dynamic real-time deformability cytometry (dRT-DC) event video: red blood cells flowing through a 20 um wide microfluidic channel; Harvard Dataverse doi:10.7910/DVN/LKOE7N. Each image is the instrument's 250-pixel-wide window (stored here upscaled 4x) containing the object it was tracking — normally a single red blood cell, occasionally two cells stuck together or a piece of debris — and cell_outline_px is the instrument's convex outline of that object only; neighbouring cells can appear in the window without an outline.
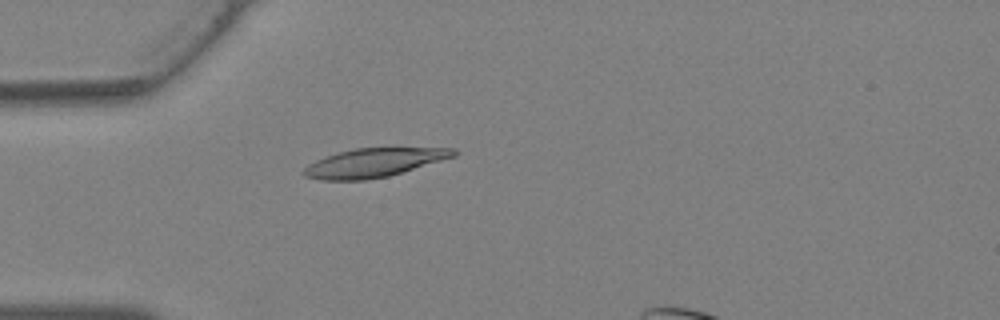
{"species": "Egyptian fruit bat (a non-hibernating species)", "species_latin": "Rousettus aegyptiacus", "temperature_condition": "warm", "stored_images_in_passage": 25, "camera_frame_rate_fps": 3000, "um_per_image_px": 0.085, "animal": {"sex": "female"}, "frame": {"image": 1, "passage_image": 3, "time_ms": 0.667, "image_size_px": [1000, 320], "cell_outline_px": [[460, 152], [456, 156], [388, 176], [364, 180], [320, 180], [304, 176], [300, 172], [308, 164], [316, 160], [340, 152], [356, 148], [456, 148]], "centroid_in_image_um": [31.78, 13.83], "position_along_channel_um": 53.2, "area_um2": 24.97}}
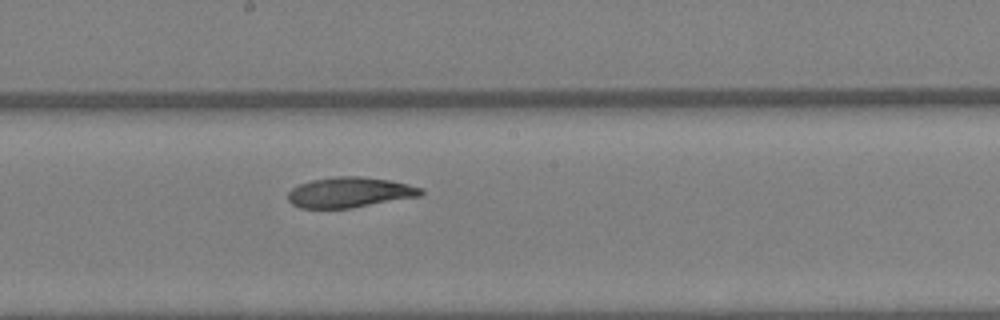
{"frame": {"image": 2, "passage_image": 13, "time_ms": 4.0, "image_size_px": [1000, 320], "cell_outline_px": [[424, 192], [420, 196], [352, 208], [300, 208], [292, 204], [288, 200], [288, 192], [292, 188], [300, 184], [312, 180], [336, 176], [360, 176], [388, 180], [408, 184], [424, 188]], "centroid_in_image_um": [29.73, 16.35], "position_along_channel_um": 218.5, "area_um2": 23.52}}
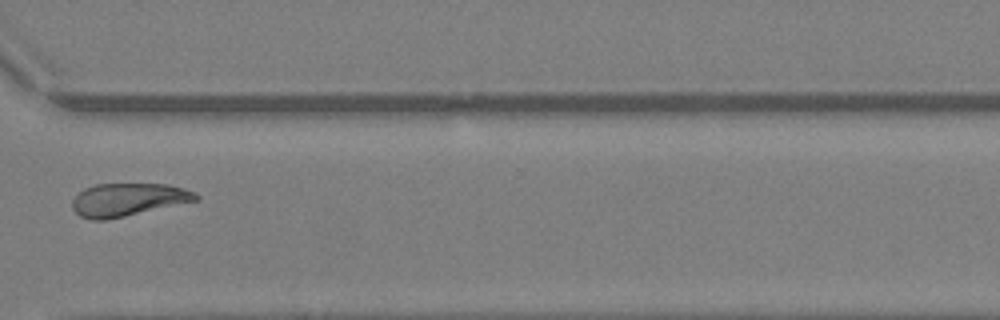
{"frame": {"image": 3, "passage_image": 21, "time_ms": 6.667, "image_size_px": [1000, 320], "cell_outline_px": [[200, 200], [108, 220], [92, 220], [80, 216], [72, 208], [72, 200], [84, 188], [96, 184], [164, 184], [184, 188], [196, 192], [200, 196]], "centroid_in_image_um": [10.91, 16.98], "position_along_channel_um": 359.7, "area_um2": 23.87}}